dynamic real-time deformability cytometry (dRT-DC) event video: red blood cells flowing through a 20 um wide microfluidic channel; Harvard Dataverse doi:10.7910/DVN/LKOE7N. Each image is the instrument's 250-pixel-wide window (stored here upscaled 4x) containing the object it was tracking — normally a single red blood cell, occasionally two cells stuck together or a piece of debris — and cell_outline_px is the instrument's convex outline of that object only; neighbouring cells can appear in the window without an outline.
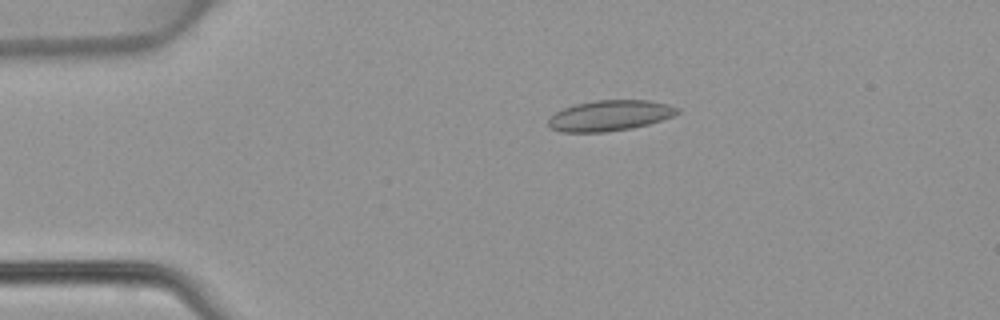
{"species": "common noctule bat (a hibernating species)", "species_latin": "Nyctalus noctula", "temperature_condition": "warm", "stored_images_in_passage": 42, "camera_frame_rate_fps": 3000, "um_per_image_px": 0.085, "animal": {"sex": "female", "body_mass_g": 22.7, "forearm_length_mm": 54.2}, "frame": {"image": 1, "passage_image": 4, "time_ms": 1.0, "image_size_px": [1000, 320], "cell_outline_px": [[680, 112], [672, 116], [648, 124], [632, 128], [604, 132], [560, 132], [552, 128], [548, 124], [548, 120], [556, 112], [564, 108], [576, 104], [596, 100], [652, 100], [668, 104], [680, 108]], "centroid_in_image_um": [51.86, 9.82], "position_along_channel_um": 33.1, "area_um2": 22.95}}
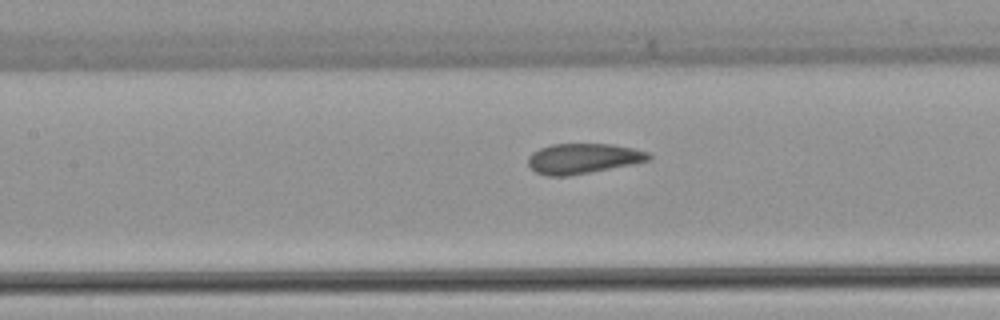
{"frame": {"image": 2, "passage_image": 16, "time_ms": 5.0, "image_size_px": [1000, 320], "cell_outline_px": [[652, 160], [632, 164], [568, 176], [548, 176], [536, 172], [528, 164], [528, 156], [532, 152], [540, 148], [552, 144], [612, 144], [632, 148], [648, 152], [652, 156]], "centroid_in_image_um": [49.56, 13.47], "position_along_channel_um": 157.8, "area_um2": 21.15}}
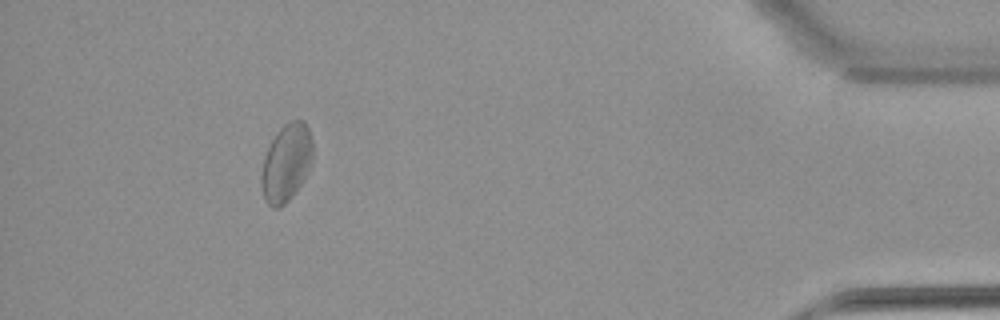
{"frame": {"image": 3, "passage_image": 38, "time_ms": 12.333, "image_size_px": [1000, 320], "cell_outline_px": [[312, 160], [300, 184], [292, 196], [280, 208], [272, 208], [264, 200], [260, 184], [260, 176], [264, 156], [276, 132], [284, 124], [292, 120], [304, 120], [308, 128], [312, 140]], "centroid_in_image_um": [24.3, 13.84], "position_along_channel_um": 410.9, "area_um2": 23.18}}